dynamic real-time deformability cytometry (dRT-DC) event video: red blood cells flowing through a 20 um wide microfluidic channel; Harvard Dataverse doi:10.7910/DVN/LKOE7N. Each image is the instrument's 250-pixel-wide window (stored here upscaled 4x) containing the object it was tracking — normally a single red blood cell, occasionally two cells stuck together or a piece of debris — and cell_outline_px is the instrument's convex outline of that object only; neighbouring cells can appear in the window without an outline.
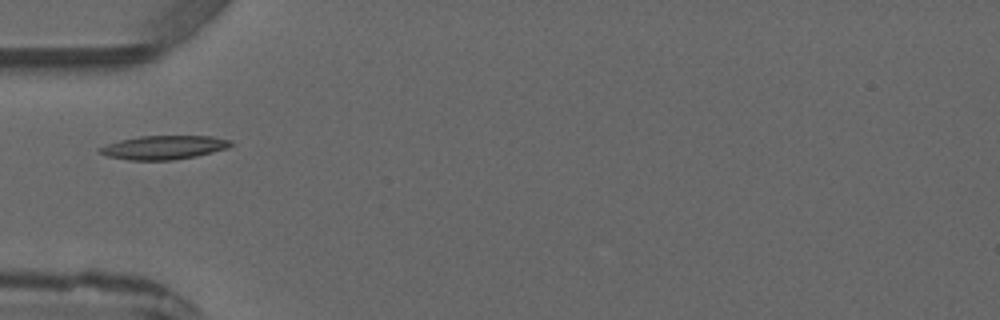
{"species": "common noctule bat (a hibernating species)", "species_latin": "Nyctalus noctula", "temperature_condition": "warm", "stored_images_in_passage": 2, "camera_frame_rate_fps": 3000, "um_per_image_px": 0.085, "animal": {"sex": "male", "forearm_length_mm": 52.5}, "frame": {"image": 1, "passage_image": 1, "time_ms": 0.0, "image_size_px": [1000, 320], "cell_outline_px": [[232, 144], [228, 148], [196, 156], [172, 160], [128, 160], [108, 156], [96, 152], [96, 148], [120, 140], [140, 136], [212, 136], [232, 140]], "centroid_in_image_um": [13.9, 12.53], "position_along_channel_um": 71.1, "area_um2": 18.21}}
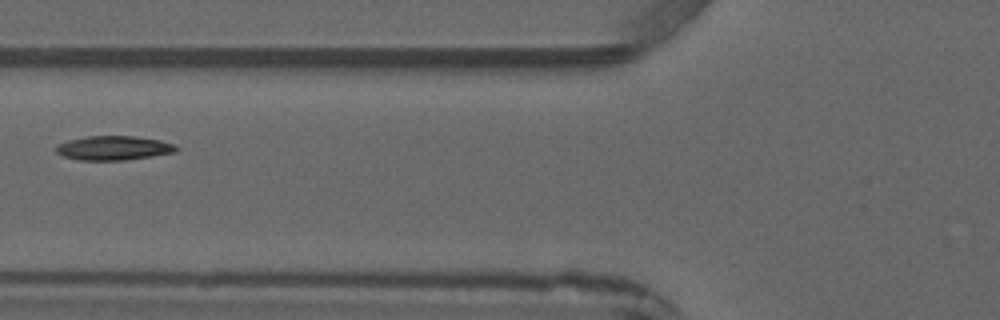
{"frame": {"image": 2, "passage_image": 2, "time_ms": 1.0, "image_size_px": [1000, 320], "cell_outline_px": [[180, 148], [176, 152], [152, 156], [124, 160], [80, 160], [64, 156], [56, 152], [56, 144], [68, 140], [88, 136], [136, 136], [160, 140], [172, 144]], "centroid_in_image_um": [9.66, 12.57], "position_along_channel_um": 116.1, "area_um2": 16.94}}